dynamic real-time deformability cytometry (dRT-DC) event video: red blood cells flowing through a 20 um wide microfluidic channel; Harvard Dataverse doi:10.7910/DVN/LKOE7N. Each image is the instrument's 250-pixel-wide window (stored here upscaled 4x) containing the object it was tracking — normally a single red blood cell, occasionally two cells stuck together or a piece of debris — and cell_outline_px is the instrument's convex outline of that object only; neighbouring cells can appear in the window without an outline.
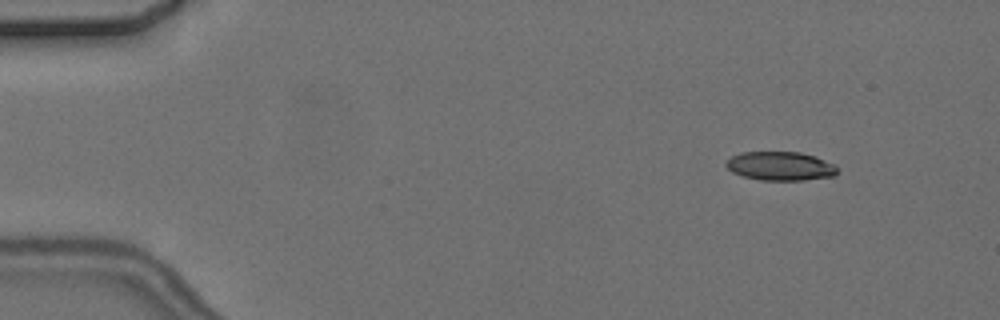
{"species": "common noctule bat (a hibernating species)", "species_latin": "Nyctalus noctula", "temperature_condition": "cold", "stored_images_in_passage": 4, "camera_frame_rate_fps": 3000, "um_per_image_px": 0.085, "animal": {"sex": "female", "body_mass_g": 24.6, "forearm_length_mm": 56.2}, "frame": {"image": 1, "passage_image": 1, "time_ms": 0.0, "image_size_px": [1000, 320], "cell_outline_px": [[840, 172], [836, 176], [804, 180], [760, 180], [744, 176], [732, 172], [724, 164], [732, 156], [740, 152], [800, 152], [816, 156], [836, 164], [840, 168]], "centroid_in_image_um": [66.41, 14.11], "position_along_channel_um": 18.6, "area_um2": 19.02}}